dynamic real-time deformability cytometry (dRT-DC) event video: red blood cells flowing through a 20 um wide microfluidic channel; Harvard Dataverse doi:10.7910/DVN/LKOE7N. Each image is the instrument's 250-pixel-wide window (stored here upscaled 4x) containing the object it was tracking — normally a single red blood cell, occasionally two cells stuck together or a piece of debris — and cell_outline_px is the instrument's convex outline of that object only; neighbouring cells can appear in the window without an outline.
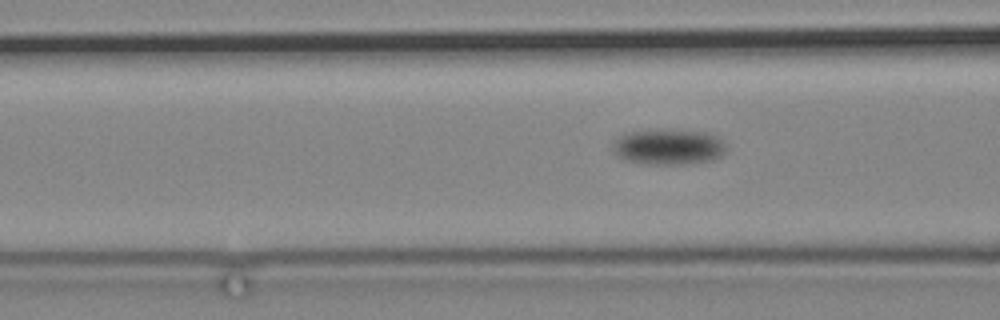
{"species": "common noctule bat (a hibernating species)", "species_latin": "Nyctalus noctula", "temperature_condition": "cold", "stored_images_in_passage": 52, "camera_frame_rate_fps": 3000, "um_per_image_px": 0.085, "animal": {"sex": "male", "body_mass_g": 19.2, "forearm_length_mm": 51.8}, "frame": {"image": 1, "passage_image": 12, "time_ms": 3.667, "image_size_px": [1000, 320], "cell_outline_px": [[724, 152], [720, 156], [712, 160], [692, 164], [652, 164], [624, 160], [616, 156], [612, 148], [612, 144], [620, 136], [628, 132], [708, 132], [716, 136], [724, 144]], "centroid_in_image_um": [56.8, 12.54], "position_along_channel_um": 109.8, "area_um2": 22.72}}
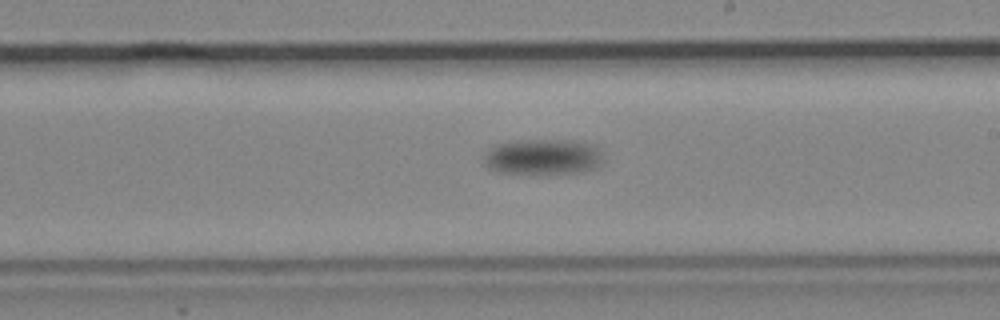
{"frame": {"image": 2, "passage_image": 27, "time_ms": 8.667, "image_size_px": [1000, 320], "cell_outline_px": [[604, 160], [596, 168], [584, 172], [544, 176], [500, 172], [488, 168], [484, 164], [480, 156], [488, 148], [496, 144], [524, 140], [572, 140], [596, 144], [600, 148]], "centroid_in_image_um": [46.16, 13.37], "position_along_channel_um": 242.8, "area_um2": 26.18}}
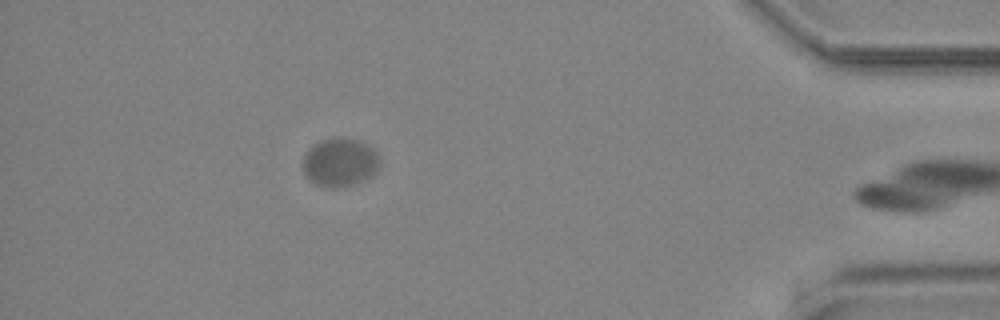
{"frame": {"image": 3, "passage_image": 51, "time_ms": 16.667, "image_size_px": [1000, 320], "cell_outline_px": [[380, 168], [372, 176], [356, 184], [340, 188], [328, 188], [316, 184], [308, 180], [304, 172], [304, 152], [312, 144], [320, 140], [332, 136], [336, 136], [360, 140], [372, 148], [376, 152], [380, 160]], "centroid_in_image_um": [28.89, 13.79], "position_along_channel_um": 406.3, "area_um2": 22.37}}